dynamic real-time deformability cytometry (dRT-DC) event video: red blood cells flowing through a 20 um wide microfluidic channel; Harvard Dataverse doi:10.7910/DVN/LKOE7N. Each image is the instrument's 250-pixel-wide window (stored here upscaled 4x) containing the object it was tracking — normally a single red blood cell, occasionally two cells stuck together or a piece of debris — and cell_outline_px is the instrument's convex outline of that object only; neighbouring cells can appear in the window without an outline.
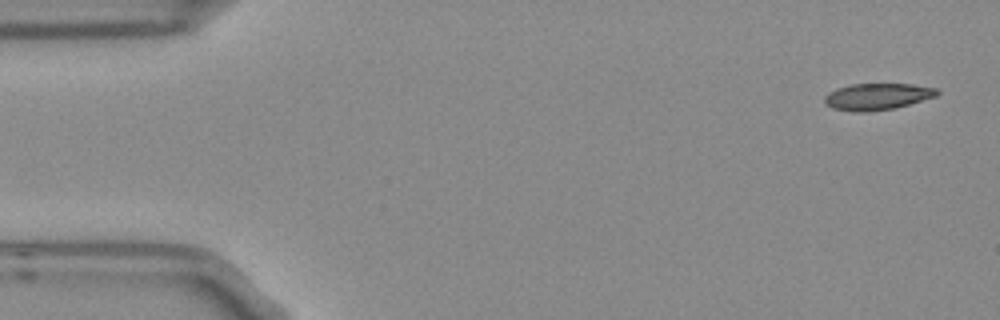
{"species": "Egyptian fruit bat (a non-hibernating species)", "species_latin": "Rousettus aegyptiacus", "temperature_condition": "room temperature", "stored_images_in_passage": 4, "camera_frame_rate_fps": 3000, "um_per_image_px": 0.085, "frame": {"image": 1, "passage_image": 1, "time_ms": 0.0, "image_size_px": [1000, 320], "cell_outline_px": [[940, 92], [936, 96], [896, 108], [868, 112], [852, 112], [832, 108], [824, 104], [824, 96], [828, 92], [836, 88], [852, 84], [912, 84], [936, 88]], "centroid_in_image_um": [74.53, 8.21], "position_along_channel_um": 10.5, "area_um2": 17.63}}
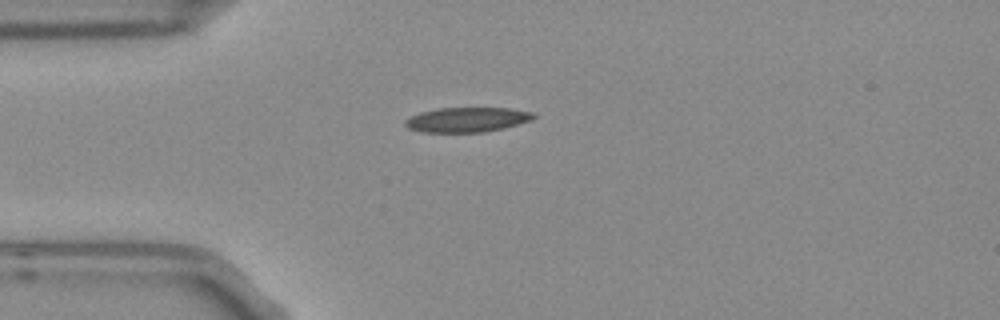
{"frame": {"image": 2, "passage_image": 4, "time_ms": 1.0, "image_size_px": [1000, 320], "cell_outline_px": [[536, 116], [528, 120], [516, 124], [500, 128], [480, 132], [420, 132], [408, 128], [404, 124], [404, 120], [420, 112], [436, 108], [512, 108], [536, 112]], "centroid_in_image_um": [39.66, 10.16], "position_along_channel_um": 45.3, "area_um2": 18.38}}